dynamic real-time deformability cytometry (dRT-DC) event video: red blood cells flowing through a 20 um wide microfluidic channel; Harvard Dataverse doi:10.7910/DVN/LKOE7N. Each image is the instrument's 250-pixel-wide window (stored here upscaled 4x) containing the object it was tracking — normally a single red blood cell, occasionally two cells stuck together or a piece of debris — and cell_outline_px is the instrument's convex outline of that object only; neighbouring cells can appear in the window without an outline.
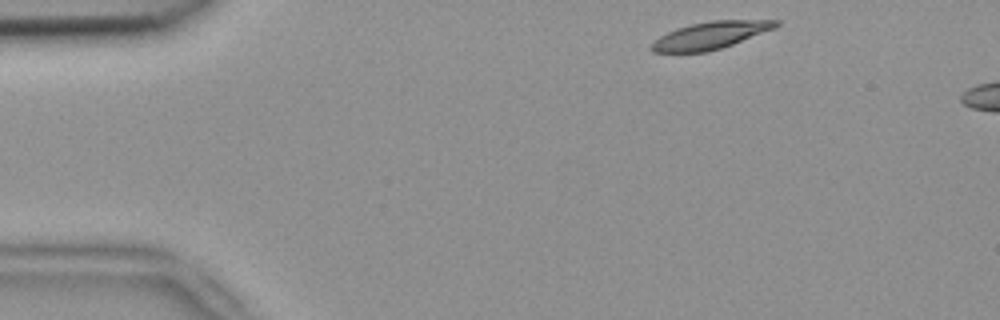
{"species": "common noctule bat (a hibernating species)", "species_latin": "Nyctalus noctula", "temperature_condition": "room temperature", "stored_images_in_passage": 3, "camera_frame_rate_fps": 3000, "um_per_image_px": 0.085, "animal": {"sex": "female", "body_mass_g": 18.4}, "frame": {"image": 1, "passage_image": 1, "time_ms": 0.0, "image_size_px": [1000, 320], "cell_outline_px": [[780, 24], [776, 28], [732, 44], [720, 48], [704, 52], [652, 52], [648, 48], [652, 40], [676, 28], [692, 24], [712, 20], [780, 20]], "centroid_in_image_um": [60.36, 3.0], "position_along_channel_um": 24.6, "area_um2": 19.77}}